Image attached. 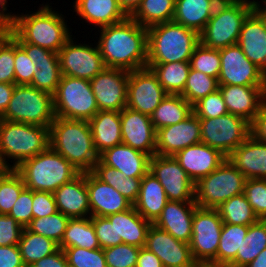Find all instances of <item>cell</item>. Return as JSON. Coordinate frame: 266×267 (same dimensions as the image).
Wrapping results in <instances>:
<instances>
[{"instance_id":"1","label":"cell","mask_w":266,"mask_h":267,"mask_svg":"<svg viewBox=\"0 0 266 267\" xmlns=\"http://www.w3.org/2000/svg\"><path fill=\"white\" fill-rule=\"evenodd\" d=\"M97 46L106 67L134 71L147 65V28L131 17L98 29Z\"/></svg>"},{"instance_id":"2","label":"cell","mask_w":266,"mask_h":267,"mask_svg":"<svg viewBox=\"0 0 266 267\" xmlns=\"http://www.w3.org/2000/svg\"><path fill=\"white\" fill-rule=\"evenodd\" d=\"M52 3H42L37 10L17 13L14 27L7 32L17 43H30L58 53L72 37L68 20ZM71 30V31H70Z\"/></svg>"},{"instance_id":"3","label":"cell","mask_w":266,"mask_h":267,"mask_svg":"<svg viewBox=\"0 0 266 267\" xmlns=\"http://www.w3.org/2000/svg\"><path fill=\"white\" fill-rule=\"evenodd\" d=\"M50 147L81 173L90 172L99 160L86 120L55 117L49 127Z\"/></svg>"},{"instance_id":"4","label":"cell","mask_w":266,"mask_h":267,"mask_svg":"<svg viewBox=\"0 0 266 267\" xmlns=\"http://www.w3.org/2000/svg\"><path fill=\"white\" fill-rule=\"evenodd\" d=\"M49 142V127L0 119V168L16 169L45 151Z\"/></svg>"},{"instance_id":"5","label":"cell","mask_w":266,"mask_h":267,"mask_svg":"<svg viewBox=\"0 0 266 267\" xmlns=\"http://www.w3.org/2000/svg\"><path fill=\"white\" fill-rule=\"evenodd\" d=\"M147 64L189 62L199 34L175 21L147 28Z\"/></svg>"},{"instance_id":"6","label":"cell","mask_w":266,"mask_h":267,"mask_svg":"<svg viewBox=\"0 0 266 267\" xmlns=\"http://www.w3.org/2000/svg\"><path fill=\"white\" fill-rule=\"evenodd\" d=\"M259 4V0L220 1L199 34L200 43L216 50L237 44L245 19Z\"/></svg>"},{"instance_id":"7","label":"cell","mask_w":266,"mask_h":267,"mask_svg":"<svg viewBox=\"0 0 266 267\" xmlns=\"http://www.w3.org/2000/svg\"><path fill=\"white\" fill-rule=\"evenodd\" d=\"M32 191L54 193L81 172L50 146L38 155L26 159L15 169Z\"/></svg>"},{"instance_id":"8","label":"cell","mask_w":266,"mask_h":267,"mask_svg":"<svg viewBox=\"0 0 266 267\" xmlns=\"http://www.w3.org/2000/svg\"><path fill=\"white\" fill-rule=\"evenodd\" d=\"M55 119L53 95L30 85H15L1 120L50 127Z\"/></svg>"},{"instance_id":"9","label":"cell","mask_w":266,"mask_h":267,"mask_svg":"<svg viewBox=\"0 0 266 267\" xmlns=\"http://www.w3.org/2000/svg\"><path fill=\"white\" fill-rule=\"evenodd\" d=\"M246 177L227 159L194 185L198 207L216 209L231 197L244 193Z\"/></svg>"},{"instance_id":"10","label":"cell","mask_w":266,"mask_h":267,"mask_svg":"<svg viewBox=\"0 0 266 267\" xmlns=\"http://www.w3.org/2000/svg\"><path fill=\"white\" fill-rule=\"evenodd\" d=\"M55 117L92 119L99 111L90 80L62 75L53 94Z\"/></svg>"},{"instance_id":"11","label":"cell","mask_w":266,"mask_h":267,"mask_svg":"<svg viewBox=\"0 0 266 267\" xmlns=\"http://www.w3.org/2000/svg\"><path fill=\"white\" fill-rule=\"evenodd\" d=\"M222 227L223 221L217 209L195 208L189 246L197 264L217 265Z\"/></svg>"},{"instance_id":"12","label":"cell","mask_w":266,"mask_h":267,"mask_svg":"<svg viewBox=\"0 0 266 267\" xmlns=\"http://www.w3.org/2000/svg\"><path fill=\"white\" fill-rule=\"evenodd\" d=\"M200 124L201 142L226 157L251 135L250 122L230 113L217 118L200 119Z\"/></svg>"},{"instance_id":"13","label":"cell","mask_w":266,"mask_h":267,"mask_svg":"<svg viewBox=\"0 0 266 267\" xmlns=\"http://www.w3.org/2000/svg\"><path fill=\"white\" fill-rule=\"evenodd\" d=\"M74 39L73 35L58 52L61 74L91 80L106 68L103 57L97 43Z\"/></svg>"},{"instance_id":"14","label":"cell","mask_w":266,"mask_h":267,"mask_svg":"<svg viewBox=\"0 0 266 267\" xmlns=\"http://www.w3.org/2000/svg\"><path fill=\"white\" fill-rule=\"evenodd\" d=\"M219 85L266 86V73L247 59L238 44L219 50Z\"/></svg>"},{"instance_id":"15","label":"cell","mask_w":266,"mask_h":267,"mask_svg":"<svg viewBox=\"0 0 266 267\" xmlns=\"http://www.w3.org/2000/svg\"><path fill=\"white\" fill-rule=\"evenodd\" d=\"M149 172L161 183L168 201H194V182L174 156L153 155Z\"/></svg>"},{"instance_id":"16","label":"cell","mask_w":266,"mask_h":267,"mask_svg":"<svg viewBox=\"0 0 266 267\" xmlns=\"http://www.w3.org/2000/svg\"><path fill=\"white\" fill-rule=\"evenodd\" d=\"M168 95L151 68L129 71L126 107L151 115Z\"/></svg>"},{"instance_id":"17","label":"cell","mask_w":266,"mask_h":267,"mask_svg":"<svg viewBox=\"0 0 266 267\" xmlns=\"http://www.w3.org/2000/svg\"><path fill=\"white\" fill-rule=\"evenodd\" d=\"M129 71L106 67L90 80L99 111H122L127 104Z\"/></svg>"},{"instance_id":"18","label":"cell","mask_w":266,"mask_h":267,"mask_svg":"<svg viewBox=\"0 0 266 267\" xmlns=\"http://www.w3.org/2000/svg\"><path fill=\"white\" fill-rule=\"evenodd\" d=\"M144 247L157 255L164 267H196L197 265L188 243L177 240L154 224L148 229Z\"/></svg>"},{"instance_id":"19","label":"cell","mask_w":266,"mask_h":267,"mask_svg":"<svg viewBox=\"0 0 266 267\" xmlns=\"http://www.w3.org/2000/svg\"><path fill=\"white\" fill-rule=\"evenodd\" d=\"M122 143L148 154H156L157 131L151 118L128 107L120 111Z\"/></svg>"},{"instance_id":"20","label":"cell","mask_w":266,"mask_h":267,"mask_svg":"<svg viewBox=\"0 0 266 267\" xmlns=\"http://www.w3.org/2000/svg\"><path fill=\"white\" fill-rule=\"evenodd\" d=\"M201 142L200 119L192 113L185 120L157 130L156 155L174 156L190 145Z\"/></svg>"},{"instance_id":"21","label":"cell","mask_w":266,"mask_h":267,"mask_svg":"<svg viewBox=\"0 0 266 267\" xmlns=\"http://www.w3.org/2000/svg\"><path fill=\"white\" fill-rule=\"evenodd\" d=\"M237 44L266 73V14L258 6L245 19Z\"/></svg>"},{"instance_id":"22","label":"cell","mask_w":266,"mask_h":267,"mask_svg":"<svg viewBox=\"0 0 266 267\" xmlns=\"http://www.w3.org/2000/svg\"><path fill=\"white\" fill-rule=\"evenodd\" d=\"M228 113L252 122L266 102V86L219 85Z\"/></svg>"},{"instance_id":"23","label":"cell","mask_w":266,"mask_h":267,"mask_svg":"<svg viewBox=\"0 0 266 267\" xmlns=\"http://www.w3.org/2000/svg\"><path fill=\"white\" fill-rule=\"evenodd\" d=\"M174 158L194 183L208 176L227 159L220 151L202 142L177 152Z\"/></svg>"},{"instance_id":"24","label":"cell","mask_w":266,"mask_h":267,"mask_svg":"<svg viewBox=\"0 0 266 267\" xmlns=\"http://www.w3.org/2000/svg\"><path fill=\"white\" fill-rule=\"evenodd\" d=\"M86 185L91 216L106 217L132 206L118 190L98 179L91 171L86 172Z\"/></svg>"},{"instance_id":"25","label":"cell","mask_w":266,"mask_h":267,"mask_svg":"<svg viewBox=\"0 0 266 267\" xmlns=\"http://www.w3.org/2000/svg\"><path fill=\"white\" fill-rule=\"evenodd\" d=\"M195 201H168L161 215L153 223L156 227L168 232L179 241L190 243Z\"/></svg>"},{"instance_id":"26","label":"cell","mask_w":266,"mask_h":267,"mask_svg":"<svg viewBox=\"0 0 266 267\" xmlns=\"http://www.w3.org/2000/svg\"><path fill=\"white\" fill-rule=\"evenodd\" d=\"M57 210L69 218L91 217L86 172L60 186L54 193Z\"/></svg>"},{"instance_id":"27","label":"cell","mask_w":266,"mask_h":267,"mask_svg":"<svg viewBox=\"0 0 266 267\" xmlns=\"http://www.w3.org/2000/svg\"><path fill=\"white\" fill-rule=\"evenodd\" d=\"M227 160L246 179H266V143L256 140L252 135L231 152Z\"/></svg>"},{"instance_id":"28","label":"cell","mask_w":266,"mask_h":267,"mask_svg":"<svg viewBox=\"0 0 266 267\" xmlns=\"http://www.w3.org/2000/svg\"><path fill=\"white\" fill-rule=\"evenodd\" d=\"M99 159L126 177L142 178L149 172L150 156L124 143L106 149Z\"/></svg>"},{"instance_id":"29","label":"cell","mask_w":266,"mask_h":267,"mask_svg":"<svg viewBox=\"0 0 266 267\" xmlns=\"http://www.w3.org/2000/svg\"><path fill=\"white\" fill-rule=\"evenodd\" d=\"M74 12L87 25L96 26L97 29L117 24L128 17L117 0H74L73 14Z\"/></svg>"},{"instance_id":"30","label":"cell","mask_w":266,"mask_h":267,"mask_svg":"<svg viewBox=\"0 0 266 267\" xmlns=\"http://www.w3.org/2000/svg\"><path fill=\"white\" fill-rule=\"evenodd\" d=\"M106 218L114 221L116 241L139 248L145 246L147 232L152 223L145 220L133 205L123 212L110 214Z\"/></svg>"},{"instance_id":"31","label":"cell","mask_w":266,"mask_h":267,"mask_svg":"<svg viewBox=\"0 0 266 267\" xmlns=\"http://www.w3.org/2000/svg\"><path fill=\"white\" fill-rule=\"evenodd\" d=\"M167 202L163 186L152 173L148 172L141 179L140 191L133 207L145 220L153 224Z\"/></svg>"},{"instance_id":"32","label":"cell","mask_w":266,"mask_h":267,"mask_svg":"<svg viewBox=\"0 0 266 267\" xmlns=\"http://www.w3.org/2000/svg\"><path fill=\"white\" fill-rule=\"evenodd\" d=\"M88 122L94 148L99 155L106 149L122 143L120 112L98 111Z\"/></svg>"},{"instance_id":"33","label":"cell","mask_w":266,"mask_h":267,"mask_svg":"<svg viewBox=\"0 0 266 267\" xmlns=\"http://www.w3.org/2000/svg\"><path fill=\"white\" fill-rule=\"evenodd\" d=\"M220 0H176L173 21L200 34Z\"/></svg>"},{"instance_id":"34","label":"cell","mask_w":266,"mask_h":267,"mask_svg":"<svg viewBox=\"0 0 266 267\" xmlns=\"http://www.w3.org/2000/svg\"><path fill=\"white\" fill-rule=\"evenodd\" d=\"M193 113V106L180 94H168L150 115L155 130L175 125Z\"/></svg>"},{"instance_id":"35","label":"cell","mask_w":266,"mask_h":267,"mask_svg":"<svg viewBox=\"0 0 266 267\" xmlns=\"http://www.w3.org/2000/svg\"><path fill=\"white\" fill-rule=\"evenodd\" d=\"M69 247H82L90 250L100 248L91 217L68 220L59 248L64 250Z\"/></svg>"},{"instance_id":"36","label":"cell","mask_w":266,"mask_h":267,"mask_svg":"<svg viewBox=\"0 0 266 267\" xmlns=\"http://www.w3.org/2000/svg\"><path fill=\"white\" fill-rule=\"evenodd\" d=\"M266 248V220L259 219L249 225L245 239L238 249L236 258L229 264L231 267H245Z\"/></svg>"},{"instance_id":"37","label":"cell","mask_w":266,"mask_h":267,"mask_svg":"<svg viewBox=\"0 0 266 267\" xmlns=\"http://www.w3.org/2000/svg\"><path fill=\"white\" fill-rule=\"evenodd\" d=\"M176 0H142L130 16L144 28L173 21Z\"/></svg>"},{"instance_id":"38","label":"cell","mask_w":266,"mask_h":267,"mask_svg":"<svg viewBox=\"0 0 266 267\" xmlns=\"http://www.w3.org/2000/svg\"><path fill=\"white\" fill-rule=\"evenodd\" d=\"M18 246L25 267H29L36 261L51 255L60 249L59 244L52 239L35 234L29 231L26 227L23 229Z\"/></svg>"},{"instance_id":"39","label":"cell","mask_w":266,"mask_h":267,"mask_svg":"<svg viewBox=\"0 0 266 267\" xmlns=\"http://www.w3.org/2000/svg\"><path fill=\"white\" fill-rule=\"evenodd\" d=\"M146 67L152 69L168 94H181L183 92L190 70L189 62L147 64Z\"/></svg>"},{"instance_id":"40","label":"cell","mask_w":266,"mask_h":267,"mask_svg":"<svg viewBox=\"0 0 266 267\" xmlns=\"http://www.w3.org/2000/svg\"><path fill=\"white\" fill-rule=\"evenodd\" d=\"M216 209L223 223L249 226L259 220L244 193L231 197Z\"/></svg>"},{"instance_id":"41","label":"cell","mask_w":266,"mask_h":267,"mask_svg":"<svg viewBox=\"0 0 266 267\" xmlns=\"http://www.w3.org/2000/svg\"><path fill=\"white\" fill-rule=\"evenodd\" d=\"M249 226L223 223L217 251V265H229L235 258Z\"/></svg>"},{"instance_id":"42","label":"cell","mask_w":266,"mask_h":267,"mask_svg":"<svg viewBox=\"0 0 266 267\" xmlns=\"http://www.w3.org/2000/svg\"><path fill=\"white\" fill-rule=\"evenodd\" d=\"M25 187L23 178L15 169L0 168V214H9Z\"/></svg>"},{"instance_id":"43","label":"cell","mask_w":266,"mask_h":267,"mask_svg":"<svg viewBox=\"0 0 266 267\" xmlns=\"http://www.w3.org/2000/svg\"><path fill=\"white\" fill-rule=\"evenodd\" d=\"M218 88L216 78L190 68L184 90L180 95L193 106Z\"/></svg>"},{"instance_id":"44","label":"cell","mask_w":266,"mask_h":267,"mask_svg":"<svg viewBox=\"0 0 266 267\" xmlns=\"http://www.w3.org/2000/svg\"><path fill=\"white\" fill-rule=\"evenodd\" d=\"M69 219L68 216L57 211L49 216L33 218L26 228L60 244Z\"/></svg>"},{"instance_id":"45","label":"cell","mask_w":266,"mask_h":267,"mask_svg":"<svg viewBox=\"0 0 266 267\" xmlns=\"http://www.w3.org/2000/svg\"><path fill=\"white\" fill-rule=\"evenodd\" d=\"M190 68L218 80L221 69L219 50L208 48L199 43L190 58Z\"/></svg>"},{"instance_id":"46","label":"cell","mask_w":266,"mask_h":267,"mask_svg":"<svg viewBox=\"0 0 266 267\" xmlns=\"http://www.w3.org/2000/svg\"><path fill=\"white\" fill-rule=\"evenodd\" d=\"M69 267H107L102 248L69 247L63 250Z\"/></svg>"},{"instance_id":"47","label":"cell","mask_w":266,"mask_h":267,"mask_svg":"<svg viewBox=\"0 0 266 267\" xmlns=\"http://www.w3.org/2000/svg\"><path fill=\"white\" fill-rule=\"evenodd\" d=\"M37 68L33 74L30 86L54 94L62 76L60 63L35 64Z\"/></svg>"},{"instance_id":"48","label":"cell","mask_w":266,"mask_h":267,"mask_svg":"<svg viewBox=\"0 0 266 267\" xmlns=\"http://www.w3.org/2000/svg\"><path fill=\"white\" fill-rule=\"evenodd\" d=\"M107 267H136L139 247L121 243L103 249Z\"/></svg>"},{"instance_id":"49","label":"cell","mask_w":266,"mask_h":267,"mask_svg":"<svg viewBox=\"0 0 266 267\" xmlns=\"http://www.w3.org/2000/svg\"><path fill=\"white\" fill-rule=\"evenodd\" d=\"M14 39L7 33L0 35V83L15 84Z\"/></svg>"},{"instance_id":"50","label":"cell","mask_w":266,"mask_h":267,"mask_svg":"<svg viewBox=\"0 0 266 267\" xmlns=\"http://www.w3.org/2000/svg\"><path fill=\"white\" fill-rule=\"evenodd\" d=\"M244 194L255 215L266 220V179H246Z\"/></svg>"},{"instance_id":"51","label":"cell","mask_w":266,"mask_h":267,"mask_svg":"<svg viewBox=\"0 0 266 267\" xmlns=\"http://www.w3.org/2000/svg\"><path fill=\"white\" fill-rule=\"evenodd\" d=\"M193 113L199 119L217 118L228 113L219 89L193 105Z\"/></svg>"},{"instance_id":"52","label":"cell","mask_w":266,"mask_h":267,"mask_svg":"<svg viewBox=\"0 0 266 267\" xmlns=\"http://www.w3.org/2000/svg\"><path fill=\"white\" fill-rule=\"evenodd\" d=\"M15 85H30L37 69L26 52L14 40Z\"/></svg>"},{"instance_id":"53","label":"cell","mask_w":266,"mask_h":267,"mask_svg":"<svg viewBox=\"0 0 266 267\" xmlns=\"http://www.w3.org/2000/svg\"><path fill=\"white\" fill-rule=\"evenodd\" d=\"M32 202L33 191L25 187L8 215L13 217L23 227H26L33 219Z\"/></svg>"},{"instance_id":"54","label":"cell","mask_w":266,"mask_h":267,"mask_svg":"<svg viewBox=\"0 0 266 267\" xmlns=\"http://www.w3.org/2000/svg\"><path fill=\"white\" fill-rule=\"evenodd\" d=\"M91 221L95 228L100 248L105 249L122 243V241H116L114 221H109L106 217L100 216H91Z\"/></svg>"},{"instance_id":"55","label":"cell","mask_w":266,"mask_h":267,"mask_svg":"<svg viewBox=\"0 0 266 267\" xmlns=\"http://www.w3.org/2000/svg\"><path fill=\"white\" fill-rule=\"evenodd\" d=\"M23 229L13 217L0 214V246L18 245Z\"/></svg>"},{"instance_id":"56","label":"cell","mask_w":266,"mask_h":267,"mask_svg":"<svg viewBox=\"0 0 266 267\" xmlns=\"http://www.w3.org/2000/svg\"><path fill=\"white\" fill-rule=\"evenodd\" d=\"M57 205L54 194L44 191H33L32 213L33 218H40L56 213Z\"/></svg>"},{"instance_id":"57","label":"cell","mask_w":266,"mask_h":267,"mask_svg":"<svg viewBox=\"0 0 266 267\" xmlns=\"http://www.w3.org/2000/svg\"><path fill=\"white\" fill-rule=\"evenodd\" d=\"M98 179L111 185L115 190L121 189L122 177L125 176L119 170L105 165L100 159L91 171Z\"/></svg>"},{"instance_id":"58","label":"cell","mask_w":266,"mask_h":267,"mask_svg":"<svg viewBox=\"0 0 266 267\" xmlns=\"http://www.w3.org/2000/svg\"><path fill=\"white\" fill-rule=\"evenodd\" d=\"M35 64L59 63L58 53L30 43H18Z\"/></svg>"},{"instance_id":"59","label":"cell","mask_w":266,"mask_h":267,"mask_svg":"<svg viewBox=\"0 0 266 267\" xmlns=\"http://www.w3.org/2000/svg\"><path fill=\"white\" fill-rule=\"evenodd\" d=\"M0 267H25L18 245L0 246Z\"/></svg>"},{"instance_id":"60","label":"cell","mask_w":266,"mask_h":267,"mask_svg":"<svg viewBox=\"0 0 266 267\" xmlns=\"http://www.w3.org/2000/svg\"><path fill=\"white\" fill-rule=\"evenodd\" d=\"M142 178L122 177L121 189L118 191L133 205L140 191Z\"/></svg>"},{"instance_id":"61","label":"cell","mask_w":266,"mask_h":267,"mask_svg":"<svg viewBox=\"0 0 266 267\" xmlns=\"http://www.w3.org/2000/svg\"><path fill=\"white\" fill-rule=\"evenodd\" d=\"M251 135L258 141L266 143V102L250 123Z\"/></svg>"},{"instance_id":"62","label":"cell","mask_w":266,"mask_h":267,"mask_svg":"<svg viewBox=\"0 0 266 267\" xmlns=\"http://www.w3.org/2000/svg\"><path fill=\"white\" fill-rule=\"evenodd\" d=\"M29 267H69V265L64 251L59 249L55 253L36 261Z\"/></svg>"},{"instance_id":"63","label":"cell","mask_w":266,"mask_h":267,"mask_svg":"<svg viewBox=\"0 0 266 267\" xmlns=\"http://www.w3.org/2000/svg\"><path fill=\"white\" fill-rule=\"evenodd\" d=\"M8 0H0V31L9 32L14 27L16 13L10 12L7 8Z\"/></svg>"},{"instance_id":"64","label":"cell","mask_w":266,"mask_h":267,"mask_svg":"<svg viewBox=\"0 0 266 267\" xmlns=\"http://www.w3.org/2000/svg\"><path fill=\"white\" fill-rule=\"evenodd\" d=\"M136 267H164V265L157 255L145 247H141L137 257Z\"/></svg>"},{"instance_id":"65","label":"cell","mask_w":266,"mask_h":267,"mask_svg":"<svg viewBox=\"0 0 266 267\" xmlns=\"http://www.w3.org/2000/svg\"><path fill=\"white\" fill-rule=\"evenodd\" d=\"M14 88L15 84L0 83V119L3 117L4 112L10 102Z\"/></svg>"},{"instance_id":"66","label":"cell","mask_w":266,"mask_h":267,"mask_svg":"<svg viewBox=\"0 0 266 267\" xmlns=\"http://www.w3.org/2000/svg\"><path fill=\"white\" fill-rule=\"evenodd\" d=\"M142 0H117L119 7L130 17L140 6Z\"/></svg>"},{"instance_id":"67","label":"cell","mask_w":266,"mask_h":267,"mask_svg":"<svg viewBox=\"0 0 266 267\" xmlns=\"http://www.w3.org/2000/svg\"><path fill=\"white\" fill-rule=\"evenodd\" d=\"M245 267H266V248Z\"/></svg>"},{"instance_id":"68","label":"cell","mask_w":266,"mask_h":267,"mask_svg":"<svg viewBox=\"0 0 266 267\" xmlns=\"http://www.w3.org/2000/svg\"><path fill=\"white\" fill-rule=\"evenodd\" d=\"M196 267H231L229 265L197 264Z\"/></svg>"},{"instance_id":"69","label":"cell","mask_w":266,"mask_h":267,"mask_svg":"<svg viewBox=\"0 0 266 267\" xmlns=\"http://www.w3.org/2000/svg\"><path fill=\"white\" fill-rule=\"evenodd\" d=\"M258 7L266 14V0H261V2L258 5Z\"/></svg>"}]
</instances>
